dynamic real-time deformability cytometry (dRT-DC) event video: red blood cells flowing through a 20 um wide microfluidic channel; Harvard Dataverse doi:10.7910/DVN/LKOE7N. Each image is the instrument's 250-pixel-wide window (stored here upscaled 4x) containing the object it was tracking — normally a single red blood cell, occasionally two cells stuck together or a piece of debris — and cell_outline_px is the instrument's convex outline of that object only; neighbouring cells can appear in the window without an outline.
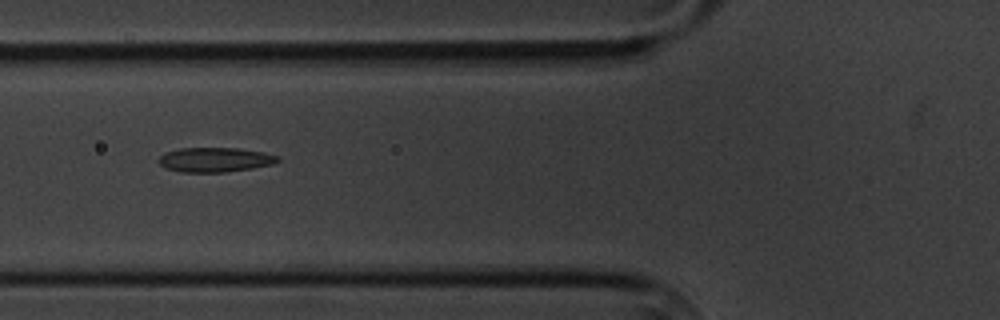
{"species": "common noctule bat (a hibernating species)", "species_latin": "Nyctalus noctula", "temperature_condition": "cold", "stored_images_in_passage": 15, "camera_frame_rate_fps": 3000, "um_per_image_px": 0.085, "animal": {"sex": "male", "body_mass_g": 20.1, "forearm_length_mm": 53.5}, "frame": {"image": 1, "passage_image": 6, "time_ms": 6.333, "image_size_px": [1000, 320], "cell_outline_px": [[280, 160], [272, 164], [252, 168], [224, 172], [180, 172], [164, 168], [156, 160], [164, 152], [180, 148], [240, 148], [264, 152], [280, 156]], "centroid_in_image_um": [18.25, 13.57], "position_along_channel_um": 107.6, "area_um2": 17.22}}
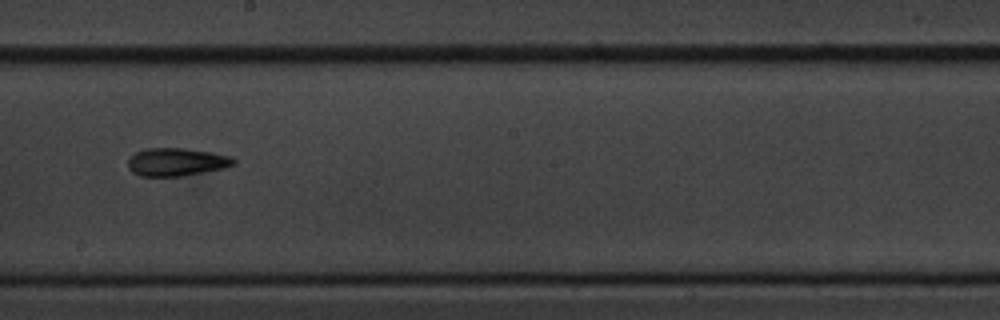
{"frame": {"image": 2, "passage_image": 9, "time_ms": 10.0, "image_size_px": [1000, 320], "cell_outline_px": [[236, 164], [224, 168], [180, 176], [140, 176], [132, 172], [128, 168], [128, 160], [136, 152], [144, 148], [184, 148], [212, 152], [232, 156], [236, 160]], "centroid_in_image_um": [15.01, 13.76], "position_along_channel_um": 233.2, "area_um2": 17.28}}
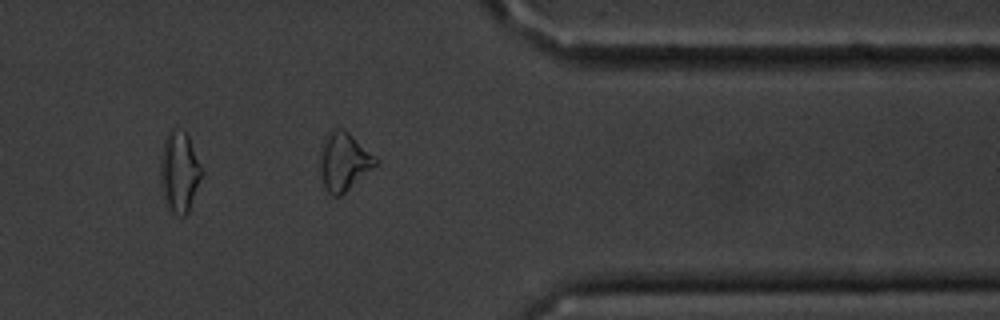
{"frame": {"image": 3, "passage_image": 13, "time_ms": 14.667, "image_size_px": [1000, 320], "cell_outline_px": [[380, 160], [372, 168], [340, 196], [332, 196], [324, 188], [320, 172], [320, 144], [328, 132], [332, 128], [340, 128], [348, 132], [376, 156]], "centroid_in_image_um": [29.19, 13.71], "position_along_channel_um": 382.2, "area_um2": 18.84}, "authors_computed_cell_mechanics": {"area_um2": 17.2244, "velocity_mm_per_s": 3.4161, "shape_relaxation_time_tau1_ms": 3.1392, "shape_relaxation_time_tau2_ms": 3.7094, "deformation_change_tau1": 0.1372, "deformation_change_tau2": 0.1332}}